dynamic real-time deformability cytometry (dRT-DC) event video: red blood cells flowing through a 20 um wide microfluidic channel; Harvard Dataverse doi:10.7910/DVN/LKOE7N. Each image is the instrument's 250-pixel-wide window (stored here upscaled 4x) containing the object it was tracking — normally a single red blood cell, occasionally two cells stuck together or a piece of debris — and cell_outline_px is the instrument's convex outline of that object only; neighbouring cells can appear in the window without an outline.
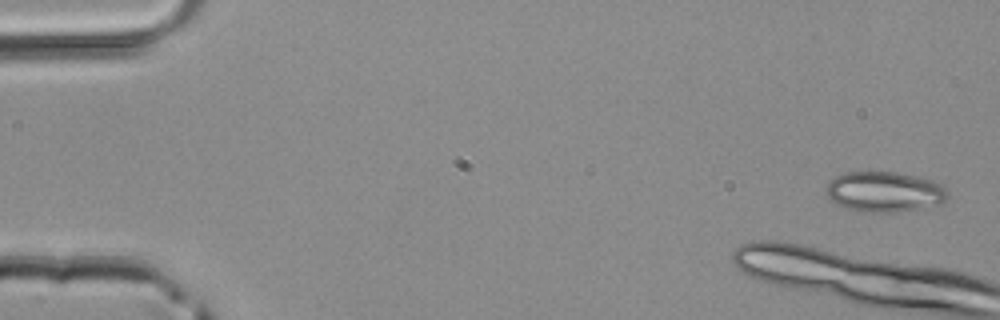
{"species": "common noctule bat (a hibernating species)", "species_latin": "Nyctalus noctula", "temperature_condition": "room temperature", "stored_images_in_passage": 4, "camera_frame_rate_fps": 3000, "um_per_image_px": 0.085, "animal": {"sex": "male", "body_mass_g": 20.4}, "frame": {"image": 1, "passage_image": 1, "time_ms": 0.0, "image_size_px": [1000, 320], "cell_outline_px": [[948, 196], [940, 204], [920, 208], [888, 212], [860, 212], [836, 204], [824, 192], [828, 184], [836, 176], [844, 172], [896, 172], [932, 180], [940, 184], [948, 192]], "centroid_in_image_um": [75.15, 16.3], "position_along_channel_um": 9.8, "area_um2": 28.32}}